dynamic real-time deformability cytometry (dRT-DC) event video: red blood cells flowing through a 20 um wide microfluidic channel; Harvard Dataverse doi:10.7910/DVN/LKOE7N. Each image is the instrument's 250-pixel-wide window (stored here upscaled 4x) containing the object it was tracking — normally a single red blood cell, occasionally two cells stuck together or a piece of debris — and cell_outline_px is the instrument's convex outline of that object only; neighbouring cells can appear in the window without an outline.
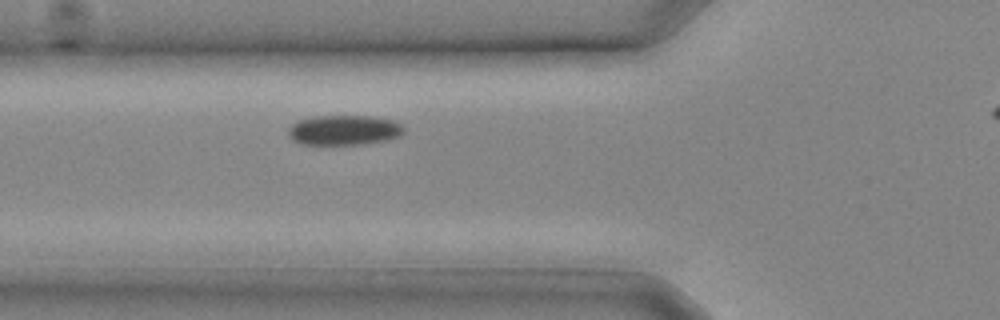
{"species": "common noctule bat (a hibernating species)", "species_latin": "Nyctalus noctula", "temperature_condition": "cold", "stored_images_in_passage": 5, "camera_frame_rate_fps": 3000, "um_per_image_px": 0.085, "animal": {"sex": "male", "body_mass_g": 20.4}, "frame": {"image": 1, "passage_image": 4, "time_ms": 1.0, "image_size_px": [1000, 320], "cell_outline_px": [[404, 132], [400, 136], [384, 140], [364, 144], [300, 144], [292, 140], [288, 132], [288, 128], [296, 120], [312, 116], [372, 116], [392, 120], [400, 124], [404, 128]], "centroid_in_image_um": [29.21, 11.05], "position_along_channel_um": 96.6, "area_um2": 20.23}}